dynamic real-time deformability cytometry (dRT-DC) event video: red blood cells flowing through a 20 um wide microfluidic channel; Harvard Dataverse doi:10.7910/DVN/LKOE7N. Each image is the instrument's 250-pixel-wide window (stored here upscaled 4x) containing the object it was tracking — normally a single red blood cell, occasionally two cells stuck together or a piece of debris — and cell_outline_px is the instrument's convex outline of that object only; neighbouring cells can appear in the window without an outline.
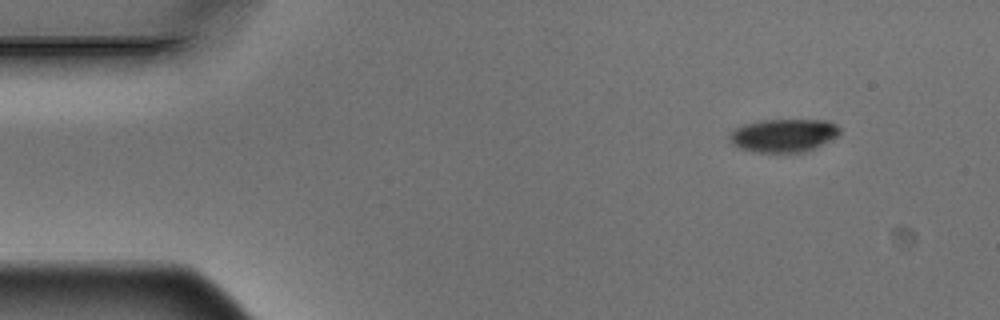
{"species": "Egyptian fruit bat (a non-hibernating species)", "species_latin": "Rousettus aegyptiacus", "temperature_condition": "warm", "stored_images_in_passage": 9, "camera_frame_rate_fps": 3000, "um_per_image_px": 0.085, "animal": {"sex": "male"}, "frame": {"image": 1, "passage_image": 1, "time_ms": 0.0, "image_size_px": [1000, 320], "cell_outline_px": [[840, 132], [836, 136], [804, 152], [756, 152], [740, 148], [732, 144], [728, 140], [728, 136], [736, 128], [744, 124], [760, 120], [828, 120], [836, 124], [840, 128]], "centroid_in_image_um": [66.57, 11.5], "position_along_channel_um": 18.4, "area_um2": 21.1}}
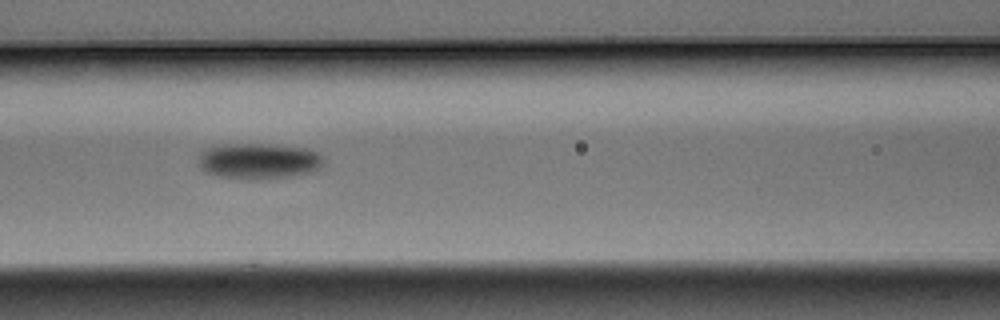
{"frame": {"image": 2, "passage_image": 6, "time_ms": 1.667, "image_size_px": [1000, 320], "cell_outline_px": [[324, 156], [320, 168], [312, 172], [292, 176], [256, 180], [248, 180], [216, 176], [204, 172], [200, 168], [196, 160], [200, 152], [208, 148], [224, 144], [268, 144], [308, 148]], "centroid_in_image_um": [21.95, 13.7], "position_along_channel_um": 144.6, "area_um2": 26.65}}
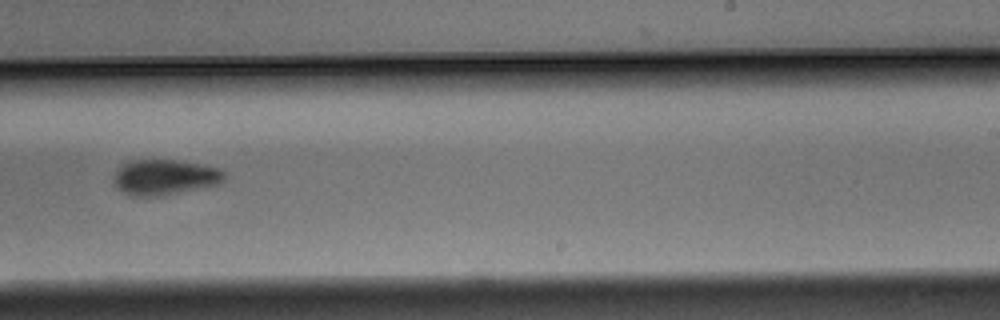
{"frame": {"image": 3, "passage_image": 9, "time_ms": 2.667, "image_size_px": [1000, 320], "cell_outline_px": [[224, 180], [220, 184], [164, 196], [128, 196], [112, 180], [112, 176], [120, 164], [128, 160], [176, 160], [204, 164], [224, 168]], "centroid_in_image_um": [14.02, 15.05], "position_along_channel_um": 275.0, "area_um2": 23.41}}